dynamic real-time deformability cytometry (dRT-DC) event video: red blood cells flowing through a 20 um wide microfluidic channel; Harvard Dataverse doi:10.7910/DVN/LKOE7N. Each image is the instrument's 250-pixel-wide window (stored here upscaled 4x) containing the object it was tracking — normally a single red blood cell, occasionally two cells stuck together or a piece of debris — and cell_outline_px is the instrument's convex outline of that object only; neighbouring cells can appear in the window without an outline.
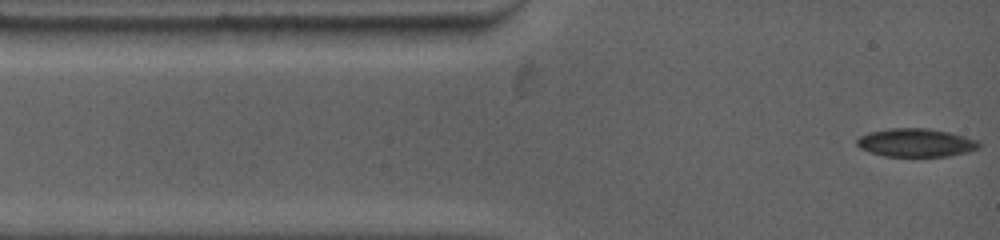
{"species": "common noctule bat (a hibernating species)", "species_latin": "Nyctalus noctula", "temperature_condition": "warm", "stored_images_in_passage": 3, "camera_frame_rate_fps": 4500, "um_per_image_px": 0.085, "animal": {"sex": "female", "body_mass_g": 19.0, "forearm_length_mm": 53.3}, "frame": {"image": 1, "passage_image": 1, "time_ms": 0.0, "image_size_px": [1000, 240], "cell_outline_px": [[980, 148], [968, 152], [948, 156], [884, 156], [868, 152], [860, 148], [856, 144], [856, 140], [860, 136], [868, 132], [888, 128], [928, 128], [948, 132], [964, 136], [976, 140], [980, 144]], "centroid_in_image_um": [77.82, 12.13], "position_along_channel_um": 7.2, "area_um2": 20.23}}
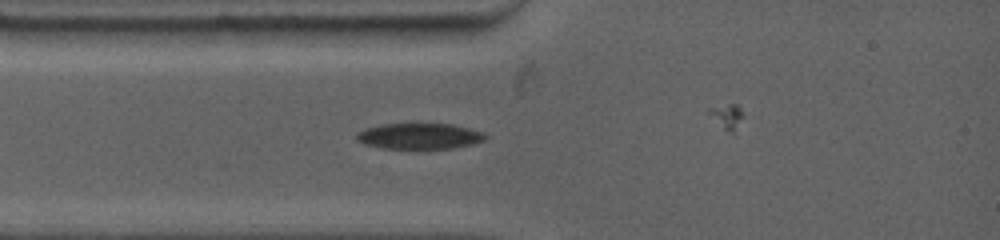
{"frame": {"image": 2, "passage_image": 3, "time_ms": 2.222, "image_size_px": [1000, 240], "cell_outline_px": [[488, 136], [484, 140], [472, 144], [452, 148], [380, 148], [364, 144], [356, 140], [356, 132], [368, 128], [384, 124], [452, 124], [484, 132]], "centroid_in_image_um": [35.65, 11.57], "position_along_channel_um": 49.4, "area_um2": 19.25}}